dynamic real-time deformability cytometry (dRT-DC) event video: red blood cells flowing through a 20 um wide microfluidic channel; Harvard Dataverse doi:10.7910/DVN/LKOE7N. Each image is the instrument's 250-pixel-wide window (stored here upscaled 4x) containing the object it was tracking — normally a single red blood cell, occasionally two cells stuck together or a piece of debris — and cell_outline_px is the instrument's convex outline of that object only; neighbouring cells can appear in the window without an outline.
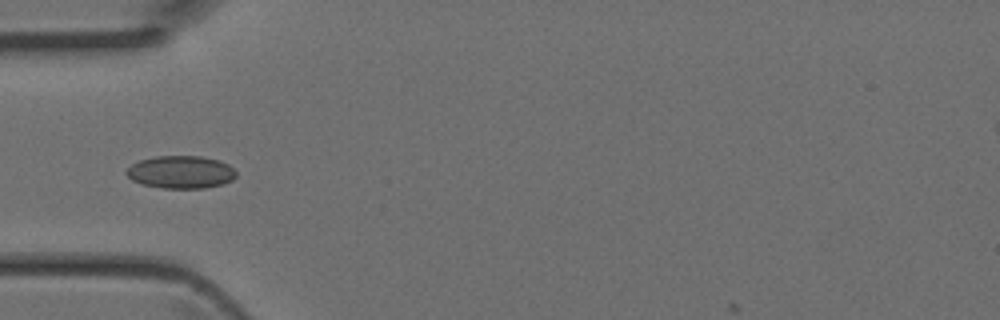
{"species": "Egyptian fruit bat (a non-hibernating species)", "species_latin": "Rousettus aegyptiacus", "temperature_condition": "room temperature", "stored_images_in_passage": 23, "camera_frame_rate_fps": 3000, "um_per_image_px": 0.085, "animal": {"sex": "female"}, "frame": {"image": 1, "passage_image": 14, "time_ms": 4.333, "image_size_px": [1000, 320], "cell_outline_px": [[236, 176], [232, 180], [224, 184], [204, 188], [164, 188], [144, 184], [132, 180], [124, 172], [132, 164], [140, 160], [156, 156], [200, 156], [220, 160], [228, 164], [236, 172]], "centroid_in_image_um": [15.39, 14.62], "position_along_channel_um": 69.6, "area_um2": 20.87}}